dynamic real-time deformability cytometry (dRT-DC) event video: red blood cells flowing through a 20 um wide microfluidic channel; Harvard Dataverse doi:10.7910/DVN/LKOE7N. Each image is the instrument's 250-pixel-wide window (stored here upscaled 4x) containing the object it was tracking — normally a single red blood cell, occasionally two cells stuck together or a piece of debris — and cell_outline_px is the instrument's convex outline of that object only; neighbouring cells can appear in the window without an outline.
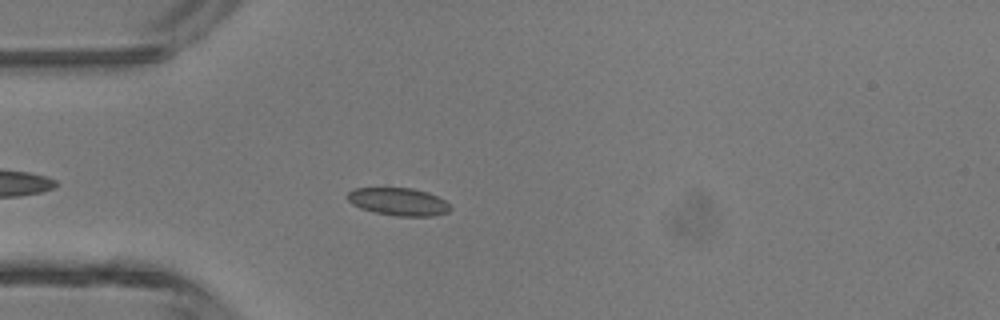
{"species": "common noctule bat (a hibernating species)", "species_latin": "Nyctalus noctula", "temperature_condition": "room temperature", "stored_images_in_passage": 4, "camera_frame_rate_fps": 3000, "um_per_image_px": 0.085, "animal": {"sex": "male", "body_mass_g": 13.3}, "frame": {"image": 1, "passage_image": 4, "time_ms": 1.0, "image_size_px": [1000, 320], "cell_outline_px": [[452, 208], [448, 212], [432, 216], [396, 216], [372, 212], [360, 208], [352, 204], [348, 200], [348, 192], [356, 188], [412, 188], [428, 192], [444, 200]], "centroid_in_image_um": [33.86, 17.15], "position_along_channel_um": 51.1, "area_um2": 16.59}}